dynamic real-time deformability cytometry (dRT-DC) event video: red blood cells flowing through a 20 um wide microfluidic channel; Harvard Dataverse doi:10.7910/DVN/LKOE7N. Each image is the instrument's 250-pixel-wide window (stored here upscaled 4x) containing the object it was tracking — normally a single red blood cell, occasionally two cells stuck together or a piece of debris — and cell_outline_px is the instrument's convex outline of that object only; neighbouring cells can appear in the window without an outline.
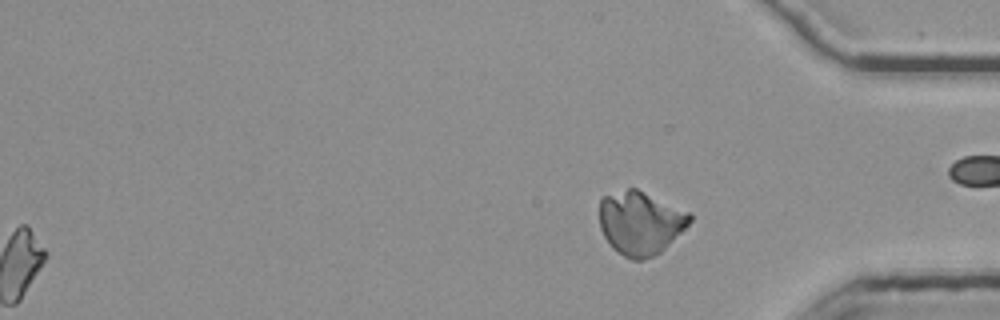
{"species": "common noctule bat (a hibernating species)", "species_latin": "Nyctalus noctula", "temperature_condition": "room temperature", "stored_images_in_passage": 55, "segment_of_instrument_passage": [2, 2], "camera_frame_rate_fps": 3000, "um_per_image_px": 0.085, "animal": {"sex": "female", "body_mass_g": 25.1}, "frame": {"image": 1, "passage_image": 55, "time_ms": 18.0, "image_size_px": [1000, 320], "cell_outline_px": [[692, 220], [660, 252], [644, 260], [632, 260], [624, 256], [612, 248], [604, 236], [600, 228], [600, 200], [604, 196], [628, 188], [636, 188], [692, 212]], "centroid_in_image_um": [54.43, 18.93], "position_along_channel_um": 380.8, "area_um2": 33.35}}